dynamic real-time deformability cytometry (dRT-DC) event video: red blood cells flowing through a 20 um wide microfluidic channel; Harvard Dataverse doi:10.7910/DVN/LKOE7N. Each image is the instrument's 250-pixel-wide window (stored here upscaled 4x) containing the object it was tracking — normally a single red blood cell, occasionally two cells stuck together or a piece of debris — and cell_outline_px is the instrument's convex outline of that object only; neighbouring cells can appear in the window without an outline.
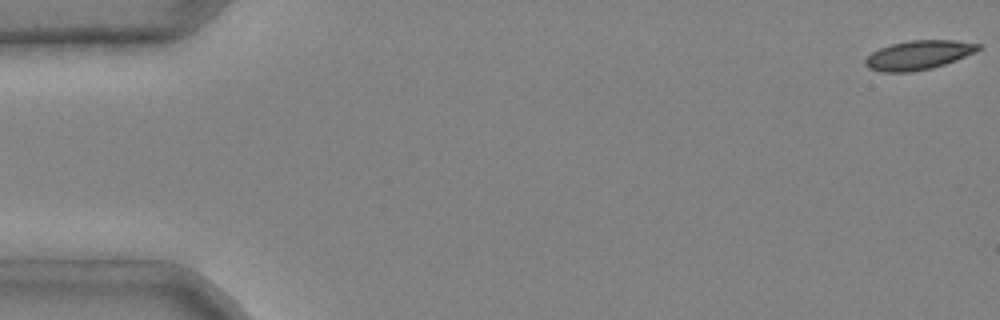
{"species": "common noctule bat (a hibernating species)", "species_latin": "Nyctalus noctula", "temperature_condition": "cold", "stored_images_in_passage": 4, "camera_frame_rate_fps": 3000, "um_per_image_px": 0.085, "animal": {"sex": "male", "body_mass_g": 20.4}, "frame": {"image": 1, "passage_image": 1, "time_ms": 0.0, "image_size_px": [1000, 320], "cell_outline_px": [[980, 48], [976, 52], [956, 60], [932, 68], [912, 72], [880, 72], [868, 68], [864, 64], [864, 60], [872, 52], [880, 48], [892, 44], [908, 40], [956, 40], [980, 44]], "centroid_in_image_um": [78.06, 4.68], "position_along_channel_um": 6.9, "area_um2": 19.25}}